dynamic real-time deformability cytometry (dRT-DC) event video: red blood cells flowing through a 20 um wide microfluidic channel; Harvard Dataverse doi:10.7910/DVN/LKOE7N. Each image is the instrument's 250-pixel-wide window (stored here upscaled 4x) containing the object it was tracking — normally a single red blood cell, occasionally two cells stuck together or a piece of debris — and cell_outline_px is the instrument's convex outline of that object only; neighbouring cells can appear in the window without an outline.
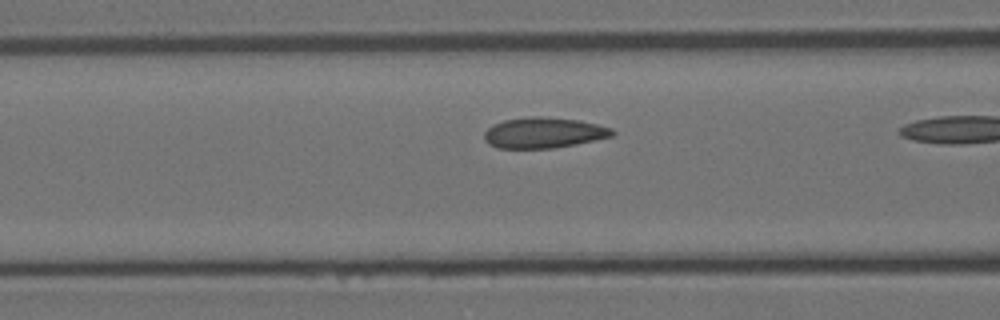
{"species": "Egyptian fruit bat (a non-hibernating species)", "species_latin": "Rousettus aegyptiacus", "temperature_condition": "room temperature", "stored_images_in_passage": 16, "camera_frame_rate_fps": 3000, "um_per_image_px": 0.085, "animal": {"sex": "female"}, "frame": {"image": 1, "passage_image": 14, "time_ms": 4.333, "image_size_px": [1000, 320], "cell_outline_px": [[616, 132], [612, 136], [552, 148], [496, 148], [488, 144], [484, 140], [484, 132], [492, 124], [504, 120], [532, 116], [540, 116], [580, 120], [612, 128]], "centroid_in_image_um": [46.16, 11.27], "position_along_channel_um": 120.4, "area_um2": 22.77}}